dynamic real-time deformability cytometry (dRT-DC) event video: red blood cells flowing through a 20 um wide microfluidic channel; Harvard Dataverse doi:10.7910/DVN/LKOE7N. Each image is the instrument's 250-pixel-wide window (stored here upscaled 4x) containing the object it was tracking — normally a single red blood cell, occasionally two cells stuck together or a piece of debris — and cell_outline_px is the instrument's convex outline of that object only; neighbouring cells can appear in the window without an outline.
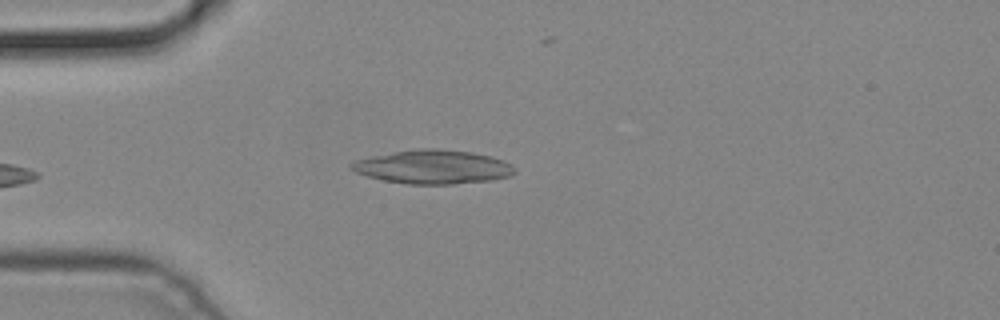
{"species": "common noctule bat (a hibernating species)", "species_latin": "Nyctalus noctula", "temperature_condition": "cold", "stored_images_in_passage": 5, "camera_frame_rate_fps": 3000, "um_per_image_px": 0.085, "animal": {"sex": "male", "body_mass_g": 19.2, "forearm_length_mm": 51.8}, "frame": {"image": 1, "passage_image": 5, "time_ms": 1.333, "image_size_px": [1000, 320], "cell_outline_px": [[516, 172], [512, 176], [492, 180], [452, 184], [408, 184], [384, 180], [368, 176], [356, 172], [348, 168], [348, 164], [352, 160], [412, 148], [436, 148], [472, 152], [492, 156], [504, 160], [512, 164], [516, 168]], "centroid_in_image_um": [36.81, 14.17], "position_along_channel_um": 48.2, "area_um2": 32.66}}